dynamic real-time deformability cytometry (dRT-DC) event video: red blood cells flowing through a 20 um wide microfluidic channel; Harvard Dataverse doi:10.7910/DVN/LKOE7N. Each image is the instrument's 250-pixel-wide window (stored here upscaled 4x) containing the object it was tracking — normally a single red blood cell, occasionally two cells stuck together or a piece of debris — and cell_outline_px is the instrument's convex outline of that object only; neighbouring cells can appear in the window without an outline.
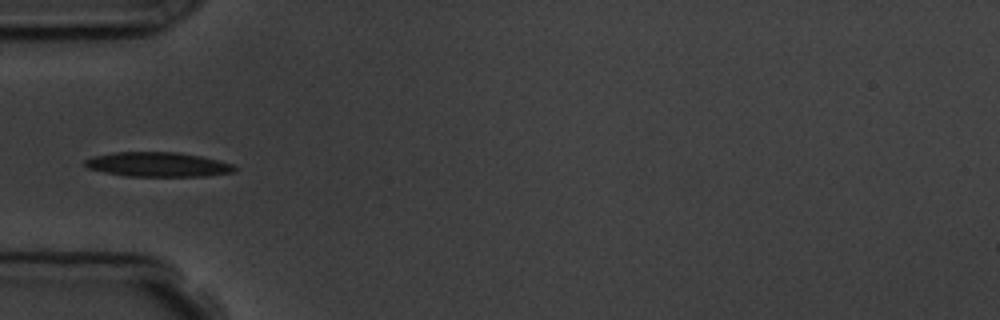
{"species": "common noctule bat (a hibernating species)", "species_latin": "Nyctalus noctula", "temperature_condition": "room temperature", "stored_images_in_passage": 4, "camera_frame_rate_fps": 3000, "um_per_image_px": 0.085, "animal": {"sex": "male", "body_mass_g": 19.5, "forearm_length_mm": 54.6}, "frame": {"image": 1, "passage_image": 4, "time_ms": 4.333, "image_size_px": [1000, 320], "cell_outline_px": [[236, 168], [232, 172], [204, 176], [124, 176], [104, 172], [88, 168], [84, 164], [84, 160], [92, 156], [116, 152], [176, 152], [200, 156], [232, 164]], "centroid_in_image_um": [13.35, 13.98], "position_along_channel_um": 71.6, "area_um2": 21.21}}